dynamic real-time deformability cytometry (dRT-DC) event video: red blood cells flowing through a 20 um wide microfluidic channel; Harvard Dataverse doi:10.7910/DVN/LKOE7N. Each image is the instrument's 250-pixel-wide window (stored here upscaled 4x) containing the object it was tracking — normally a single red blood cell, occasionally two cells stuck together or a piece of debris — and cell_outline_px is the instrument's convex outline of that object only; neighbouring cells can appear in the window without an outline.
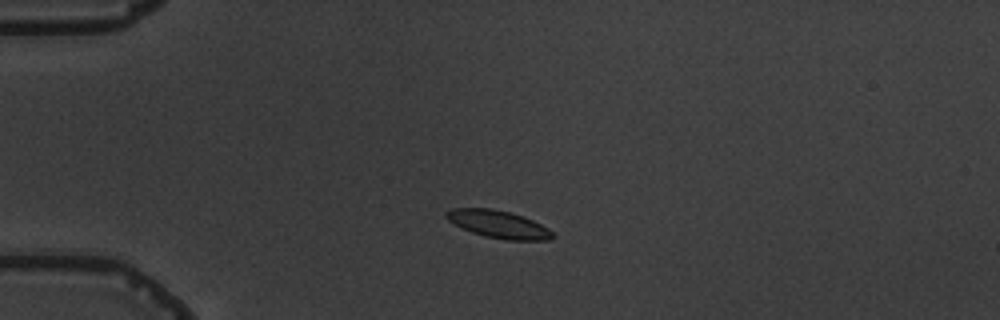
{"species": "common noctule bat (a hibernating species)", "species_latin": "Nyctalus noctula", "temperature_condition": "warm", "stored_images_in_passage": 5, "camera_frame_rate_fps": 3000, "um_per_image_px": 0.085, "animal": {"sex": "male", "body_mass_g": 19.5, "forearm_length_mm": 54.6}, "frame": {"image": 1, "passage_image": 3, "time_ms": 2.333, "image_size_px": [1000, 320], "cell_outline_px": [[556, 236], [552, 240], [508, 240], [484, 236], [472, 232], [448, 220], [444, 216], [444, 212], [452, 208], [492, 208], [524, 216], [548, 228]], "centroid_in_image_um": [42.38, 19.06], "position_along_channel_um": 42.6, "area_um2": 17.05}}
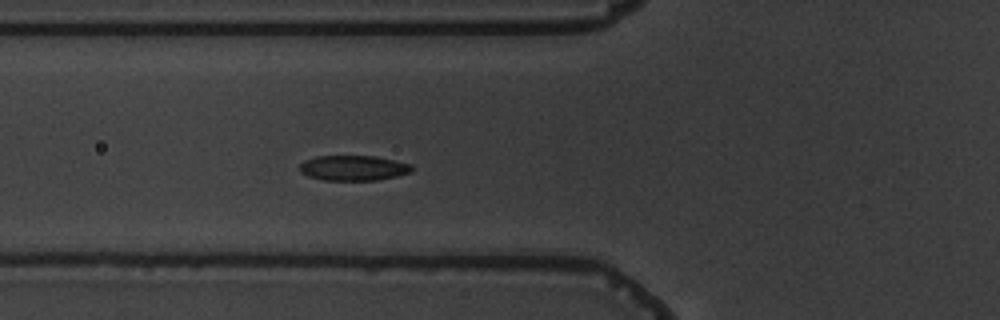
{"frame": {"image": 2, "passage_image": 5, "time_ms": 4.667, "image_size_px": [1000, 320], "cell_outline_px": [[412, 172], [396, 176], [376, 180], [324, 180], [308, 176], [300, 172], [300, 164], [304, 160], [316, 156], [376, 156], [412, 164]], "centroid_in_image_um": [30.04, 14.27], "position_along_channel_um": 95.8, "area_um2": 16.47}}